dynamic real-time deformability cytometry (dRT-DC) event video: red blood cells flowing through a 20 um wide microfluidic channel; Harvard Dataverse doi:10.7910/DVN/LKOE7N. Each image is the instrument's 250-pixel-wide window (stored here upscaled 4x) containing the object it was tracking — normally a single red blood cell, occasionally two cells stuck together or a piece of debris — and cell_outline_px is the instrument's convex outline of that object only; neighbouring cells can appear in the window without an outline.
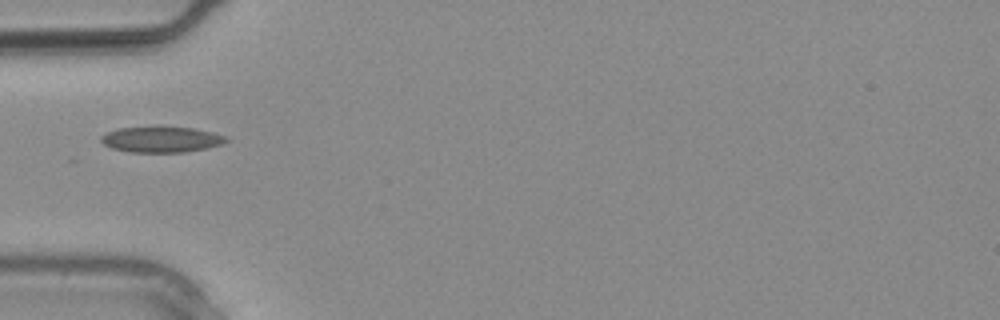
{"species": "common noctule bat (a hibernating species)", "species_latin": "Nyctalus noctula", "temperature_condition": "warm", "stored_images_in_passage": 1, "camera_frame_rate_fps": 3000, "um_per_image_px": 0.085, "animal": {"sex": "male", "body_mass_g": 20.4}, "frame": {"image": 1, "passage_image": 1, "time_ms": 0.0, "image_size_px": [1000, 320], "cell_outline_px": [[232, 140], [224, 144], [208, 148], [184, 152], [128, 152], [112, 148], [104, 144], [100, 140], [100, 136], [108, 132], [120, 128], [192, 128], [212, 132], [228, 136]], "centroid_in_image_um": [13.79, 11.88], "position_along_channel_um": 71.2, "area_um2": 18.61}}